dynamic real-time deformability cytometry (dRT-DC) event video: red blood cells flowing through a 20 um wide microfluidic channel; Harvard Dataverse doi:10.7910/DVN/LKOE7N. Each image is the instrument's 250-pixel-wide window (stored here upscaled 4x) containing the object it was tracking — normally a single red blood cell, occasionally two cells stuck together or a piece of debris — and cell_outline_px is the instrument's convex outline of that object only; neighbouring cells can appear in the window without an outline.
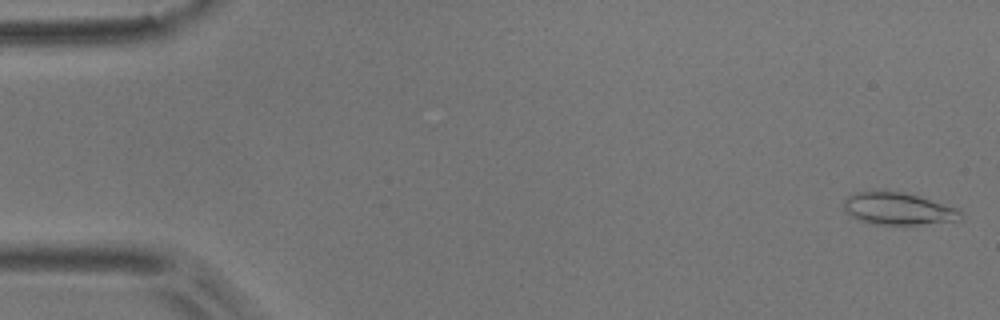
{"species": "common noctule bat (a hibernating species)", "species_latin": "Nyctalus noctula", "temperature_condition": "room temperature", "stored_images_in_passage": 55, "camera_frame_rate_fps": 3000, "um_per_image_px": 0.085, "animal": {"sex": "male", "body_mass_g": 17.9}, "frame": {"image": 1, "passage_image": 1, "time_ms": 0.0, "image_size_px": [1000, 320], "cell_outline_px": [[964, 220], [920, 224], [872, 224], [856, 220], [844, 208], [844, 200], [848, 196], [856, 192], [884, 188], [904, 192], [960, 208]], "centroid_in_image_um": [76.36, 17.71], "position_along_channel_um": 8.6, "area_um2": 22.54}}
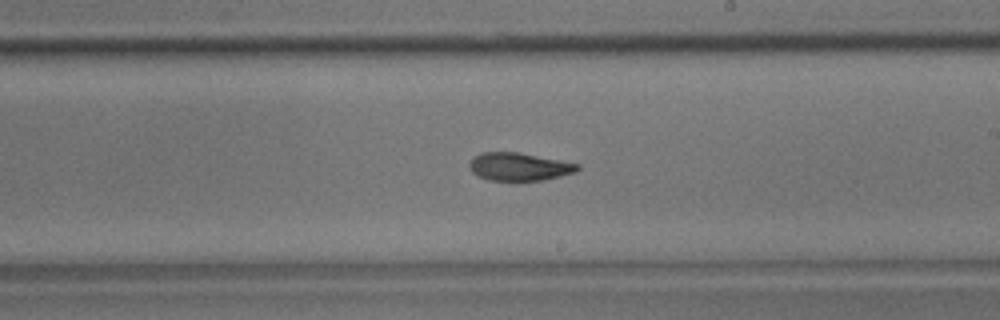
{"frame": {"image": 2, "passage_image": 31, "time_ms": 10.0, "image_size_px": [1000, 320], "cell_outline_px": [[580, 168], [576, 172], [544, 180], [488, 180], [476, 176], [472, 172], [468, 164], [480, 152], [516, 152], [580, 164]], "centroid_in_image_um": [44.11, 14.17], "position_along_channel_um": 244.9, "area_um2": 17.46}}
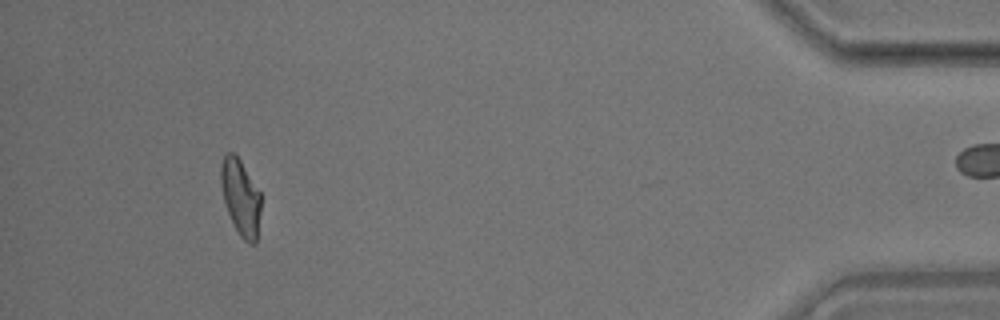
{"frame": {"image": 3, "passage_image": 50, "time_ms": 16.333, "image_size_px": [1000, 320], "cell_outline_px": [[260, 212], [256, 244], [248, 244], [240, 236], [228, 212], [224, 200], [220, 184], [220, 164], [224, 156], [228, 152], [232, 152], [240, 160], [260, 192]], "centroid_in_image_um": [20.44, 16.77], "position_along_channel_um": 414.8, "area_um2": 17.57}, "authors_computed_cell_mechanics": {"area_um2": 18.6116, "velocity_mm_per_s": 3.7042, "shape_relaxation_time_tau1_ms": 9.2451, "shape_relaxation_time_tau2_ms": 3.8188, "deformation_change_tau1": 0.2347, "deformation_change_tau2": 0.1159}}